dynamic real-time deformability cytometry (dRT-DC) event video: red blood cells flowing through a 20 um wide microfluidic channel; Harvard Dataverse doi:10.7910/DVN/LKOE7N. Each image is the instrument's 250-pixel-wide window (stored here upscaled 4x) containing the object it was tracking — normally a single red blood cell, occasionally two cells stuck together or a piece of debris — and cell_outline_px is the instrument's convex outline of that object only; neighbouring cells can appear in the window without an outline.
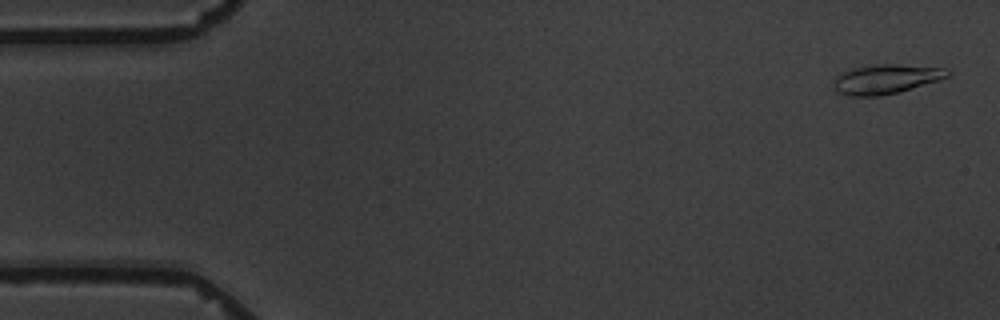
{"species": "common noctule bat (a hibernating species)", "species_latin": "Nyctalus noctula", "temperature_condition": "warm", "stored_images_in_passage": 10, "camera_frame_rate_fps": 3000, "um_per_image_px": 0.085, "animal": {"sex": "male", "body_mass_g": 19.5, "forearm_length_mm": 54.6}, "frame": {"image": 1, "passage_image": 1, "time_ms": 0.0, "image_size_px": [1000, 320], "cell_outline_px": [[952, 72], [948, 76], [940, 80], [900, 92], [880, 96], [848, 96], [836, 92], [832, 84], [836, 76], [840, 72], [852, 68], [876, 64], [896, 64], [948, 68]], "centroid_in_image_um": [75.3, 6.72], "position_along_channel_um": 9.7, "area_um2": 19.94}}
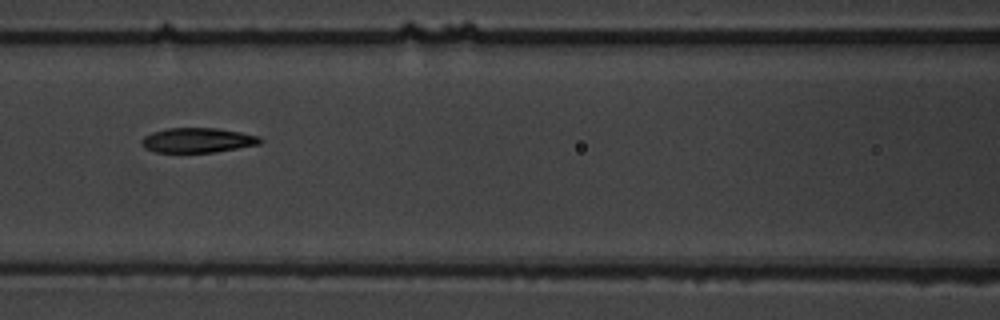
{"frame": {"image": 2, "passage_image": 7, "time_ms": 7.667, "image_size_px": [1000, 320], "cell_outline_px": [[264, 140], [260, 144], [216, 152], [156, 152], [144, 148], [140, 144], [140, 140], [144, 136], [152, 132], [168, 128], [216, 128], [240, 132], [260, 136]], "centroid_in_image_um": [16.79, 11.92], "position_along_channel_um": 149.8, "area_um2": 17.22}}
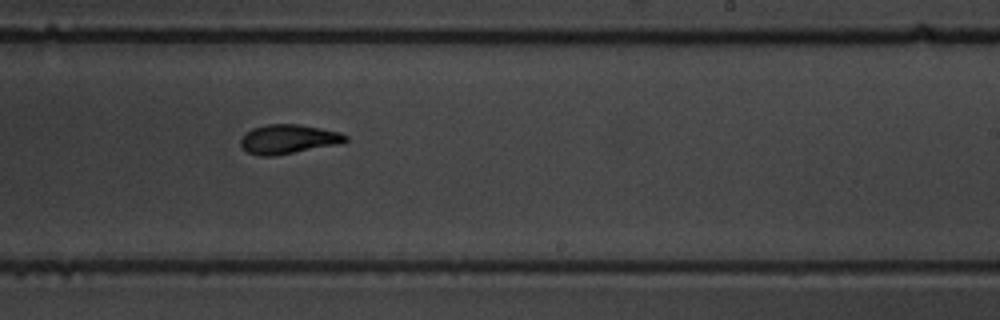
{"frame": {"image": 3, "passage_image": 10, "time_ms": 11.0, "image_size_px": [1000, 320], "cell_outline_px": [[348, 140], [336, 144], [272, 156], [260, 156], [248, 152], [240, 144], [240, 140], [252, 128], [268, 124], [300, 124], [340, 132], [348, 136]], "centroid_in_image_um": [24.5, 11.81], "position_along_channel_um": 264.5, "area_um2": 17.51}}